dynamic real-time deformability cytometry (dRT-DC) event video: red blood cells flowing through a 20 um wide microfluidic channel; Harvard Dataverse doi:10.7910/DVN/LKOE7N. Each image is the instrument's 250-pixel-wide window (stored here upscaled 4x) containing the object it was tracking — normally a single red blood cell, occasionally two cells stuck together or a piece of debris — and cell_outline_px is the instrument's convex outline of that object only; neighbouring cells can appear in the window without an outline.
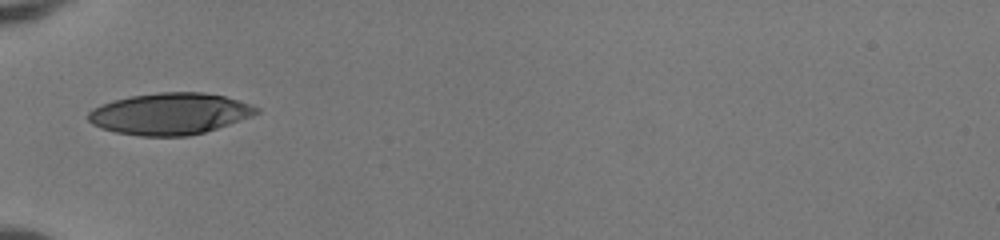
{"species": "human", "species_latin": "Homo sapiens", "temperature_condition": "room temperature", "stored_images_in_passage": 33, "camera_frame_rate_fps": 3000, "um_per_image_px": 0.085, "donor": {"sex": "female"}, "frame": {"image": 1, "passage_image": 1, "time_ms": 0.0, "image_size_px": [1000, 240], "cell_outline_px": [[260, 112], [252, 116], [204, 132], [188, 136], [140, 136], [116, 132], [100, 128], [92, 124], [88, 120], [88, 112], [92, 108], [100, 104], [132, 96], [160, 92], [204, 92], [224, 96], [252, 104], [260, 108]], "centroid_in_image_um": [14.44, 9.67], "position_along_channel_um": 70.6, "area_um2": 40.69}}
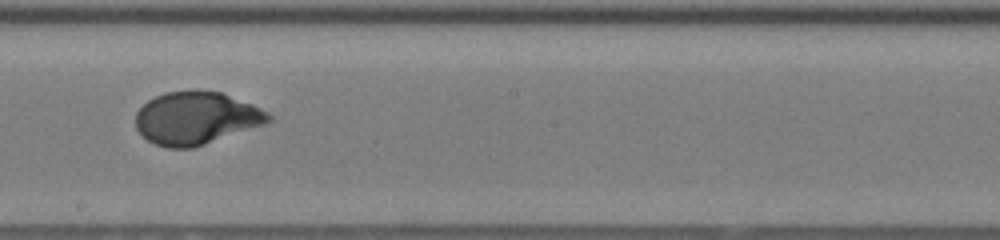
{"frame": {"image": 2, "passage_image": 13, "time_ms": 4.0, "image_size_px": [1000, 240], "cell_outline_px": [[272, 120], [264, 124], [192, 148], [168, 148], [156, 144], [148, 140], [136, 128], [136, 112], [148, 100], [164, 92], [192, 88], [196, 88], [220, 92], [252, 104], [268, 112], [272, 116]], "centroid_in_image_um": [16.66, 10.01], "position_along_channel_um": 231.5, "area_um2": 40.86}}
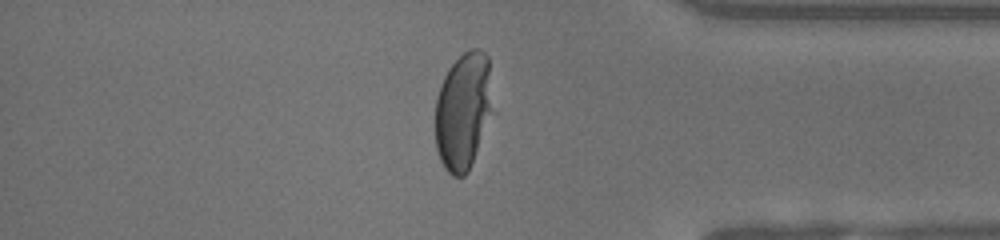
{"frame": {"image": 3, "passage_image": 26, "time_ms": 8.333, "image_size_px": [1000, 240], "cell_outline_px": [[488, 112], [468, 172], [464, 176], [452, 176], [444, 168], [440, 160], [436, 148], [436, 100], [440, 84], [448, 68], [464, 52], [472, 48], [480, 48], [488, 56]], "centroid_in_image_um": [39.27, 9.41], "position_along_channel_um": 395.9, "area_um2": 37.28}, "authors_computed_cell_mechanics": {"area_um2": 40.6912, "velocity_mm_per_s": 4.0933, "shape_relaxation_time_tau1_ms": 3.602, "shape_relaxation_time_tau2_ms": null, "deformation_change_tau1": 0.2209, "deformation_change_tau2": null}}